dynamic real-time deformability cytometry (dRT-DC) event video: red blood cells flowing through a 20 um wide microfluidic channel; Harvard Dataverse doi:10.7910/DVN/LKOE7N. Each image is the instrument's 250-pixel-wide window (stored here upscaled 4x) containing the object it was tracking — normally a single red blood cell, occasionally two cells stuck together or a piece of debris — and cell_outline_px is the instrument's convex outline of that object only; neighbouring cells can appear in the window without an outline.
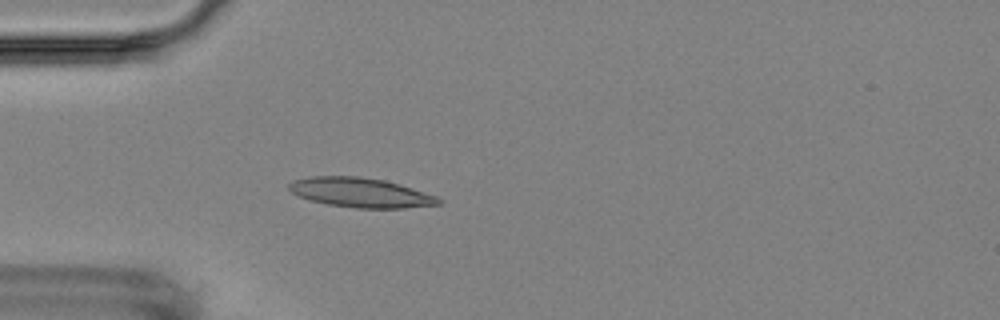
{"species": "Egyptian fruit bat (a non-hibernating species)", "species_latin": "Rousettus aegyptiacus", "temperature_condition": "room temperature", "stored_images_in_passage": 5, "camera_frame_rate_fps": 3000, "um_per_image_px": 0.085, "animal": {"sex": "female"}, "frame": {"image": 1, "passage_image": 5, "time_ms": 4.667, "image_size_px": [1000, 320], "cell_outline_px": [[444, 204], [404, 208], [356, 208], [328, 204], [308, 200], [292, 192], [288, 188], [288, 184], [292, 180], [312, 176], [360, 176], [384, 180], [400, 184], [436, 196], [444, 200]], "centroid_in_image_um": [30.67, 16.37], "position_along_channel_um": 54.3, "area_um2": 25.89}}